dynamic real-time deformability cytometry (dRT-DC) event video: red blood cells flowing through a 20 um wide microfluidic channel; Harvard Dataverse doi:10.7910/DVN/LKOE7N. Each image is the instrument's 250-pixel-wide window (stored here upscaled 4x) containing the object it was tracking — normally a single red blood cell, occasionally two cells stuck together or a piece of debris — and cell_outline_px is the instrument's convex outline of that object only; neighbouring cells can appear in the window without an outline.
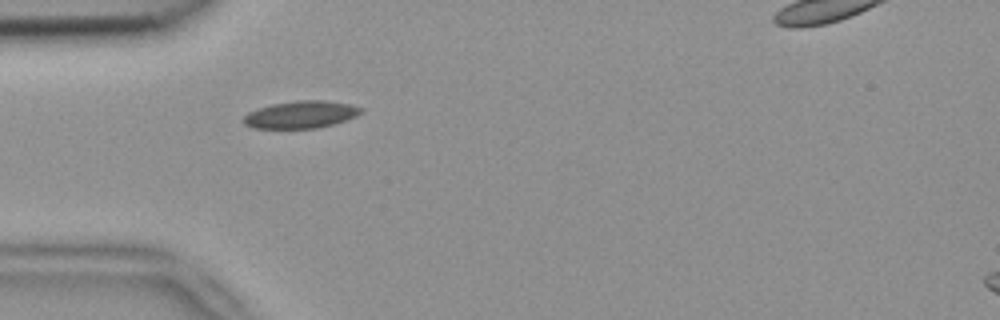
{"species": "common noctule bat (a hibernating species)", "species_latin": "Nyctalus noctula", "temperature_condition": "room temperature", "stored_images_in_passage": 1, "camera_frame_rate_fps": 3000, "um_per_image_px": 0.085, "animal": {"sex": "female", "body_mass_g": 18.4}, "frame": {"image": 1, "passage_image": 1, "time_ms": 0.0, "image_size_px": [1000, 320], "cell_outline_px": [[364, 112], [356, 116], [332, 124], [316, 128], [252, 128], [244, 124], [240, 120], [248, 112], [272, 104], [300, 100], [324, 100], [352, 104], [364, 108]], "centroid_in_image_um": [25.58, 9.73], "position_along_channel_um": 59.4, "area_um2": 18.73}}